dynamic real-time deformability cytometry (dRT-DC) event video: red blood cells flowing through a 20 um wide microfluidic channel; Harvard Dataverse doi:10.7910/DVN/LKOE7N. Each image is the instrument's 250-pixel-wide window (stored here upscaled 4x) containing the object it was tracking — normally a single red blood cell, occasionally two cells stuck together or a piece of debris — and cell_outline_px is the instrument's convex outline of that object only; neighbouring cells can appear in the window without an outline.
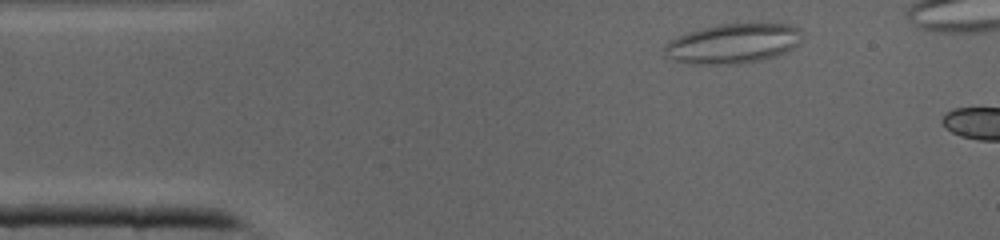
{"species": "common noctule bat (a hibernating species)", "species_latin": "Nyctalus noctula", "temperature_condition": "cold", "stored_images_in_passage": 9, "camera_frame_rate_fps": 3000, "um_per_image_px": 0.085, "animal": {"sex": "male", "body_mass_g": 19.0, "forearm_length_mm": 50.8}, "frame": {"image": 1, "passage_image": 3, "time_ms": 0.667, "image_size_px": [1000, 240], "cell_outline_px": [[800, 44], [776, 56], [744, 64], [704, 64], [676, 60], [664, 56], [668, 44], [672, 40], [680, 36], [704, 28], [720, 24], [784, 24], [796, 28]], "centroid_in_image_um": [62.33, 3.72], "position_along_channel_um": 22.7, "area_um2": 30.81}}